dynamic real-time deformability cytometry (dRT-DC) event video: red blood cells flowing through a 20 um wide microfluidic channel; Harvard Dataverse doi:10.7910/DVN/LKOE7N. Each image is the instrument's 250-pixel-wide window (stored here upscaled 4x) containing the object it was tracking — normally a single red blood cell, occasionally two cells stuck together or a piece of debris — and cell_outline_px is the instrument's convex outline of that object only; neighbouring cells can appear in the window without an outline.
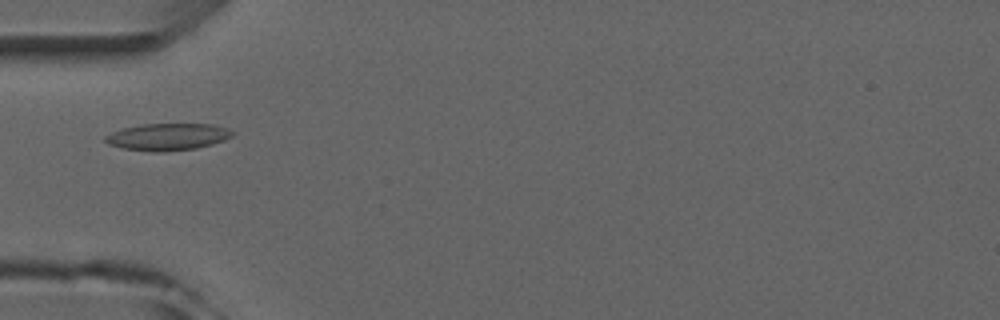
{"species": "common noctule bat (a hibernating species)", "species_latin": "Nyctalus noctula", "temperature_condition": "room temperature", "stored_images_in_passage": 1, "camera_frame_rate_fps": 3000, "um_per_image_px": 0.085, "animal": {"sex": "male", "forearm_length_mm": 52.5}, "frame": {"image": 1, "passage_image": 1, "time_ms": 0.0, "image_size_px": [1000, 320], "cell_outline_px": [[236, 132], [232, 136], [224, 140], [212, 144], [196, 148], [160, 152], [152, 152], [124, 148], [108, 144], [104, 140], [104, 136], [112, 132], [124, 128], [144, 124], [212, 124], [228, 128]], "centroid_in_image_um": [14.27, 11.63], "position_along_channel_um": 70.7, "area_um2": 19.94}}